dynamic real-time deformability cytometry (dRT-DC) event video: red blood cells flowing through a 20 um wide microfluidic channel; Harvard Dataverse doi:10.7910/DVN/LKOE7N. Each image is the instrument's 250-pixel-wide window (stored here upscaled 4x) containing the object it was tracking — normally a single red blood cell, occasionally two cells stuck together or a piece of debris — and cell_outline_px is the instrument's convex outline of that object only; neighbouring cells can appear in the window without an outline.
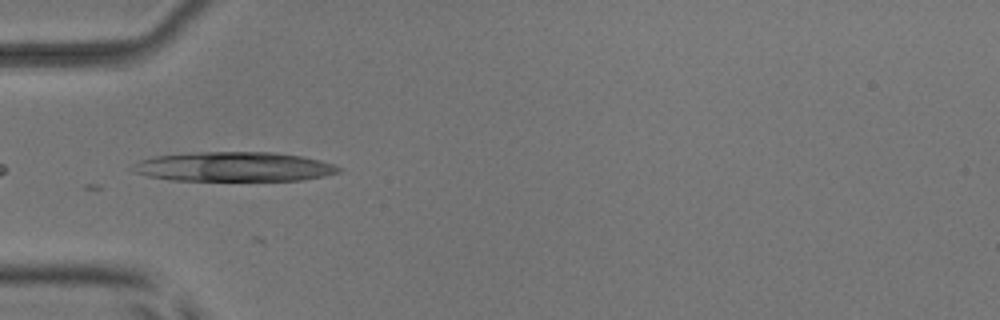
{"species": "common noctule bat (a hibernating species)", "species_latin": "Nyctalus noctula", "temperature_condition": "room temperature", "stored_images_in_passage": 6, "camera_frame_rate_fps": 3000, "um_per_image_px": 0.085, "animal": {"sex": "male", "body_mass_g": 17.9, "forearm_length_mm": 54.2}, "frame": {"image": 1, "passage_image": 3, "time_ms": 0.667, "image_size_px": [1000, 320], "cell_outline_px": [[344, 168], [340, 172], [324, 176], [300, 180], [172, 180], [148, 176], [136, 172], [132, 168], [140, 160], [152, 156], [196, 152], [272, 152], [300, 156], [320, 160]], "centroid_in_image_um": [19.91, 14.16], "position_along_channel_um": 65.1, "area_um2": 35.2}}